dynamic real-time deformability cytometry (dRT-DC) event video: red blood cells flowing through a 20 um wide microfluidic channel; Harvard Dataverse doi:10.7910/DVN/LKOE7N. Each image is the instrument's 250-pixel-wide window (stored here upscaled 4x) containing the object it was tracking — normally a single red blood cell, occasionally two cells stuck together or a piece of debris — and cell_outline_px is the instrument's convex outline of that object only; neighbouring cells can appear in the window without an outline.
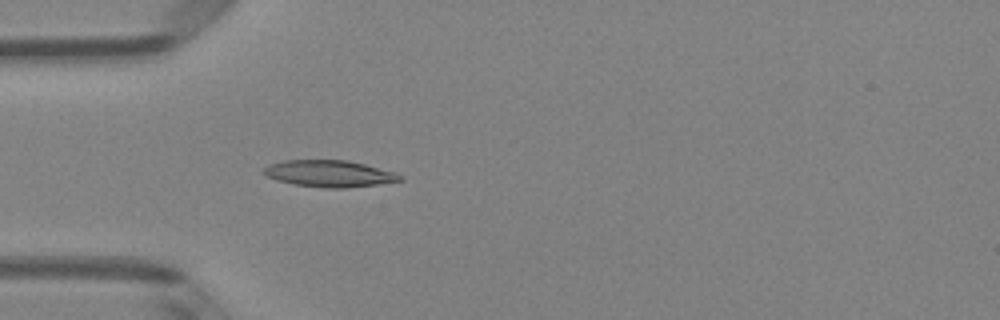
{"species": "Egyptian fruit bat (a non-hibernating species)", "species_latin": "Rousettus aegyptiacus", "temperature_condition": "room temperature", "stored_images_in_passage": 50, "camera_frame_rate_fps": 3000, "um_per_image_px": 0.085, "animal": {"sex": "female"}, "frame": {"image": 1, "passage_image": 15, "time_ms": 4.667, "image_size_px": [1000, 320], "cell_outline_px": [[404, 180], [376, 184], [344, 188], [324, 188], [292, 184], [276, 180], [268, 176], [264, 172], [264, 168], [268, 164], [284, 160], [348, 160], [396, 172], [404, 176]], "centroid_in_image_um": [28.01, 14.75], "position_along_channel_um": 57.0, "area_um2": 21.21}}
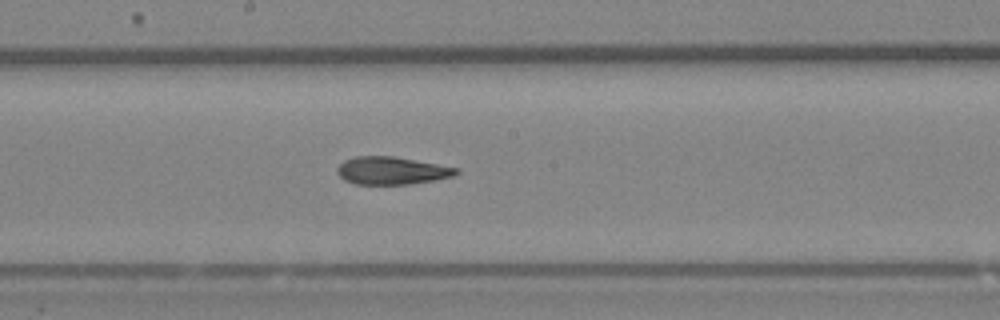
{"frame": {"image": 2, "passage_image": 27, "time_ms": 8.667, "image_size_px": [1000, 320], "cell_outline_px": [[460, 172], [452, 176], [436, 180], [408, 184], [356, 184], [344, 180], [336, 172], [336, 168], [344, 160], [356, 156], [392, 156], [460, 168]], "centroid_in_image_um": [33.29, 14.5], "position_along_channel_um": 214.9, "area_um2": 19.19}}
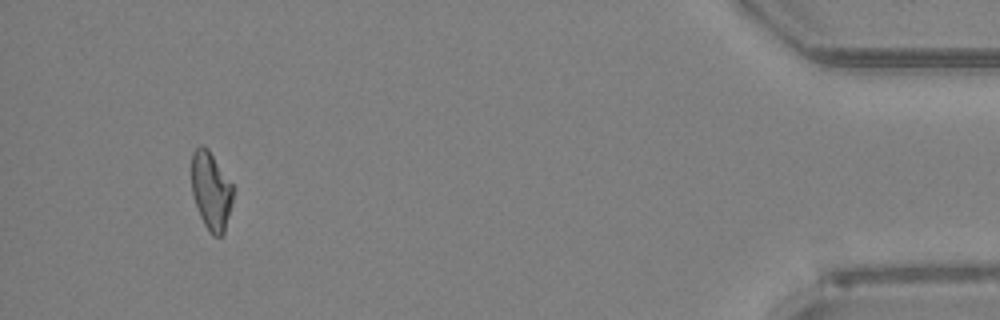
{"frame": {"image": 3, "passage_image": 47, "time_ms": 15.333, "image_size_px": [1000, 320], "cell_outline_px": [[236, 188], [224, 232], [220, 236], [212, 236], [208, 232], [200, 216], [192, 196], [192, 152], [200, 144], [208, 148]], "centroid_in_image_um": [17.96, 16.21], "position_along_channel_um": 417.2, "area_um2": 19.25}, "authors_computed_cell_mechanics": {"area_um2": 19.7965, "velocity_mm_per_s": 4.0848, "shape_relaxation_time_tau1_ms": null, "shape_relaxation_time_tau2_ms": 2.4919, "deformation_change_tau1": null, "deformation_change_tau2": 0.1029}}